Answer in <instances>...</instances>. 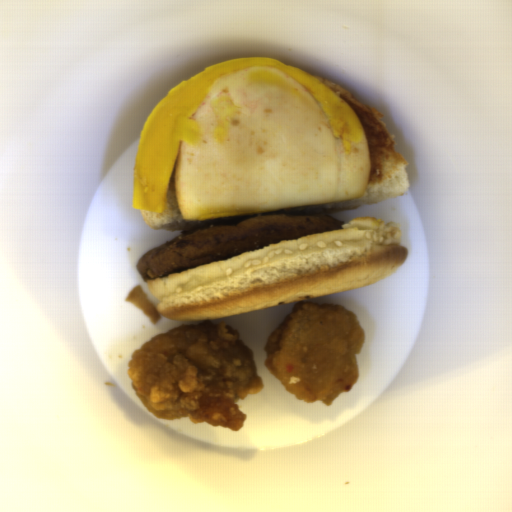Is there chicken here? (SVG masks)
Returning <instances> with one entry per match:
<instances>
[{"instance_id":"1","label":"chicken","mask_w":512,"mask_h":512,"mask_svg":"<svg viewBox=\"0 0 512 512\" xmlns=\"http://www.w3.org/2000/svg\"><path fill=\"white\" fill-rule=\"evenodd\" d=\"M127 377L143 408L162 420L243 429L239 400L264 388L252 349L230 324L202 320L159 333L132 354Z\"/></svg>"},{"instance_id":"2","label":"chicken","mask_w":512,"mask_h":512,"mask_svg":"<svg viewBox=\"0 0 512 512\" xmlns=\"http://www.w3.org/2000/svg\"><path fill=\"white\" fill-rule=\"evenodd\" d=\"M365 339L352 310L334 302H297L266 338L263 364L296 399L330 407L356 386V354Z\"/></svg>"}]
</instances>
